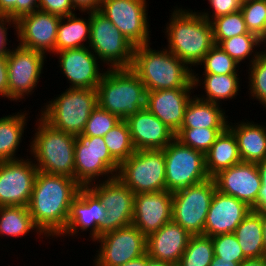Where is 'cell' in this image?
<instances>
[{
	"instance_id": "cell-1",
	"label": "cell",
	"mask_w": 266,
	"mask_h": 266,
	"mask_svg": "<svg viewBox=\"0 0 266 266\" xmlns=\"http://www.w3.org/2000/svg\"><path fill=\"white\" fill-rule=\"evenodd\" d=\"M81 187L75 179L38 171L28 209L44 237L57 238L65 230L72 200Z\"/></svg>"
},
{
	"instance_id": "cell-2",
	"label": "cell",
	"mask_w": 266,
	"mask_h": 266,
	"mask_svg": "<svg viewBox=\"0 0 266 266\" xmlns=\"http://www.w3.org/2000/svg\"><path fill=\"white\" fill-rule=\"evenodd\" d=\"M175 7L164 29L168 40L166 49L192 69L215 45L213 28L198 11Z\"/></svg>"
},
{
	"instance_id": "cell-3",
	"label": "cell",
	"mask_w": 266,
	"mask_h": 266,
	"mask_svg": "<svg viewBox=\"0 0 266 266\" xmlns=\"http://www.w3.org/2000/svg\"><path fill=\"white\" fill-rule=\"evenodd\" d=\"M150 44L134 49L131 69L147 92L168 89H194L193 70L169 50L151 49Z\"/></svg>"
},
{
	"instance_id": "cell-4",
	"label": "cell",
	"mask_w": 266,
	"mask_h": 266,
	"mask_svg": "<svg viewBox=\"0 0 266 266\" xmlns=\"http://www.w3.org/2000/svg\"><path fill=\"white\" fill-rule=\"evenodd\" d=\"M96 90L98 106L121 120L145 109L146 88L131 68L105 70Z\"/></svg>"
},
{
	"instance_id": "cell-5",
	"label": "cell",
	"mask_w": 266,
	"mask_h": 266,
	"mask_svg": "<svg viewBox=\"0 0 266 266\" xmlns=\"http://www.w3.org/2000/svg\"><path fill=\"white\" fill-rule=\"evenodd\" d=\"M36 124L29 149L38 171L75 179V135L54 129L41 118Z\"/></svg>"
},
{
	"instance_id": "cell-6",
	"label": "cell",
	"mask_w": 266,
	"mask_h": 266,
	"mask_svg": "<svg viewBox=\"0 0 266 266\" xmlns=\"http://www.w3.org/2000/svg\"><path fill=\"white\" fill-rule=\"evenodd\" d=\"M54 98L41 108L40 118L59 131L82 134L90 114L98 106L97 90L67 88Z\"/></svg>"
},
{
	"instance_id": "cell-7",
	"label": "cell",
	"mask_w": 266,
	"mask_h": 266,
	"mask_svg": "<svg viewBox=\"0 0 266 266\" xmlns=\"http://www.w3.org/2000/svg\"><path fill=\"white\" fill-rule=\"evenodd\" d=\"M134 194L166 190V165L162 150H136L120 164L116 175Z\"/></svg>"
},
{
	"instance_id": "cell-8",
	"label": "cell",
	"mask_w": 266,
	"mask_h": 266,
	"mask_svg": "<svg viewBox=\"0 0 266 266\" xmlns=\"http://www.w3.org/2000/svg\"><path fill=\"white\" fill-rule=\"evenodd\" d=\"M216 190L215 180L209 178L172 192V221L191 236L204 235L206 217Z\"/></svg>"
},
{
	"instance_id": "cell-9",
	"label": "cell",
	"mask_w": 266,
	"mask_h": 266,
	"mask_svg": "<svg viewBox=\"0 0 266 266\" xmlns=\"http://www.w3.org/2000/svg\"><path fill=\"white\" fill-rule=\"evenodd\" d=\"M88 47L108 69L132 66L135 46L99 11H91Z\"/></svg>"
},
{
	"instance_id": "cell-10",
	"label": "cell",
	"mask_w": 266,
	"mask_h": 266,
	"mask_svg": "<svg viewBox=\"0 0 266 266\" xmlns=\"http://www.w3.org/2000/svg\"><path fill=\"white\" fill-rule=\"evenodd\" d=\"M75 180L87 187L99 177L115 178L120 164L111 156L103 137L75 136ZM97 178V179H96Z\"/></svg>"
},
{
	"instance_id": "cell-11",
	"label": "cell",
	"mask_w": 266,
	"mask_h": 266,
	"mask_svg": "<svg viewBox=\"0 0 266 266\" xmlns=\"http://www.w3.org/2000/svg\"><path fill=\"white\" fill-rule=\"evenodd\" d=\"M163 151L167 191L174 192L210 178L202 152L183 145L176 138Z\"/></svg>"
},
{
	"instance_id": "cell-12",
	"label": "cell",
	"mask_w": 266,
	"mask_h": 266,
	"mask_svg": "<svg viewBox=\"0 0 266 266\" xmlns=\"http://www.w3.org/2000/svg\"><path fill=\"white\" fill-rule=\"evenodd\" d=\"M87 187L107 210L105 219L98 226V237L132 225L135 194L119 178L100 180Z\"/></svg>"
},
{
	"instance_id": "cell-13",
	"label": "cell",
	"mask_w": 266,
	"mask_h": 266,
	"mask_svg": "<svg viewBox=\"0 0 266 266\" xmlns=\"http://www.w3.org/2000/svg\"><path fill=\"white\" fill-rule=\"evenodd\" d=\"M147 6L146 0H102L98 11L137 47L150 43Z\"/></svg>"
},
{
	"instance_id": "cell-14",
	"label": "cell",
	"mask_w": 266,
	"mask_h": 266,
	"mask_svg": "<svg viewBox=\"0 0 266 266\" xmlns=\"http://www.w3.org/2000/svg\"><path fill=\"white\" fill-rule=\"evenodd\" d=\"M94 242L100 246L93 266H118L146 254L147 237L134 225L107 232Z\"/></svg>"
},
{
	"instance_id": "cell-15",
	"label": "cell",
	"mask_w": 266,
	"mask_h": 266,
	"mask_svg": "<svg viewBox=\"0 0 266 266\" xmlns=\"http://www.w3.org/2000/svg\"><path fill=\"white\" fill-rule=\"evenodd\" d=\"M14 49V50H13ZM46 55L17 45L7 56L8 66V99L24 100L31 95L43 73Z\"/></svg>"
},
{
	"instance_id": "cell-16",
	"label": "cell",
	"mask_w": 266,
	"mask_h": 266,
	"mask_svg": "<svg viewBox=\"0 0 266 266\" xmlns=\"http://www.w3.org/2000/svg\"><path fill=\"white\" fill-rule=\"evenodd\" d=\"M38 169L33 159L0 162V207H28Z\"/></svg>"
},
{
	"instance_id": "cell-17",
	"label": "cell",
	"mask_w": 266,
	"mask_h": 266,
	"mask_svg": "<svg viewBox=\"0 0 266 266\" xmlns=\"http://www.w3.org/2000/svg\"><path fill=\"white\" fill-rule=\"evenodd\" d=\"M61 17L45 11L35 10L15 21L17 41L22 47L39 51L56 53L57 28Z\"/></svg>"
},
{
	"instance_id": "cell-18",
	"label": "cell",
	"mask_w": 266,
	"mask_h": 266,
	"mask_svg": "<svg viewBox=\"0 0 266 266\" xmlns=\"http://www.w3.org/2000/svg\"><path fill=\"white\" fill-rule=\"evenodd\" d=\"M213 179L220 193L233 196L250 208L256 204L262 185L256 163L241 162L220 171Z\"/></svg>"
},
{
	"instance_id": "cell-19",
	"label": "cell",
	"mask_w": 266,
	"mask_h": 266,
	"mask_svg": "<svg viewBox=\"0 0 266 266\" xmlns=\"http://www.w3.org/2000/svg\"><path fill=\"white\" fill-rule=\"evenodd\" d=\"M56 54L59 55L60 70L71 84L69 88L97 89L105 70L100 69L99 58L88 46L65 49Z\"/></svg>"
},
{
	"instance_id": "cell-20",
	"label": "cell",
	"mask_w": 266,
	"mask_h": 266,
	"mask_svg": "<svg viewBox=\"0 0 266 266\" xmlns=\"http://www.w3.org/2000/svg\"><path fill=\"white\" fill-rule=\"evenodd\" d=\"M172 221V192L138 193L134 198L132 225L146 237Z\"/></svg>"
},
{
	"instance_id": "cell-21",
	"label": "cell",
	"mask_w": 266,
	"mask_h": 266,
	"mask_svg": "<svg viewBox=\"0 0 266 266\" xmlns=\"http://www.w3.org/2000/svg\"><path fill=\"white\" fill-rule=\"evenodd\" d=\"M106 211L99 198L88 187H81L72 200L65 230L58 237L77 236L80 230H91L89 236L95 241L98 238V226L105 219Z\"/></svg>"
},
{
	"instance_id": "cell-22",
	"label": "cell",
	"mask_w": 266,
	"mask_h": 266,
	"mask_svg": "<svg viewBox=\"0 0 266 266\" xmlns=\"http://www.w3.org/2000/svg\"><path fill=\"white\" fill-rule=\"evenodd\" d=\"M250 211L245 202L216 190L206 217L204 236L234 233Z\"/></svg>"
},
{
	"instance_id": "cell-23",
	"label": "cell",
	"mask_w": 266,
	"mask_h": 266,
	"mask_svg": "<svg viewBox=\"0 0 266 266\" xmlns=\"http://www.w3.org/2000/svg\"><path fill=\"white\" fill-rule=\"evenodd\" d=\"M125 121L135 150H162L175 139V133L146 108Z\"/></svg>"
},
{
	"instance_id": "cell-24",
	"label": "cell",
	"mask_w": 266,
	"mask_h": 266,
	"mask_svg": "<svg viewBox=\"0 0 266 266\" xmlns=\"http://www.w3.org/2000/svg\"><path fill=\"white\" fill-rule=\"evenodd\" d=\"M193 89H168L147 92L145 108L175 134L184 121L185 110Z\"/></svg>"
},
{
	"instance_id": "cell-25",
	"label": "cell",
	"mask_w": 266,
	"mask_h": 266,
	"mask_svg": "<svg viewBox=\"0 0 266 266\" xmlns=\"http://www.w3.org/2000/svg\"><path fill=\"white\" fill-rule=\"evenodd\" d=\"M191 235L174 221L147 236L146 253L150 258L177 265Z\"/></svg>"
},
{
	"instance_id": "cell-26",
	"label": "cell",
	"mask_w": 266,
	"mask_h": 266,
	"mask_svg": "<svg viewBox=\"0 0 266 266\" xmlns=\"http://www.w3.org/2000/svg\"><path fill=\"white\" fill-rule=\"evenodd\" d=\"M230 123L228 128L236 137L242 162L263 161L266 158V125L254 121Z\"/></svg>"
},
{
	"instance_id": "cell-27",
	"label": "cell",
	"mask_w": 266,
	"mask_h": 266,
	"mask_svg": "<svg viewBox=\"0 0 266 266\" xmlns=\"http://www.w3.org/2000/svg\"><path fill=\"white\" fill-rule=\"evenodd\" d=\"M218 103H212L194 95L188 102L180 129L210 128L226 129L228 116Z\"/></svg>"
},
{
	"instance_id": "cell-28",
	"label": "cell",
	"mask_w": 266,
	"mask_h": 266,
	"mask_svg": "<svg viewBox=\"0 0 266 266\" xmlns=\"http://www.w3.org/2000/svg\"><path fill=\"white\" fill-rule=\"evenodd\" d=\"M205 161L210 178L220 171L242 162L236 137L228 127L221 132L205 154Z\"/></svg>"
},
{
	"instance_id": "cell-29",
	"label": "cell",
	"mask_w": 266,
	"mask_h": 266,
	"mask_svg": "<svg viewBox=\"0 0 266 266\" xmlns=\"http://www.w3.org/2000/svg\"><path fill=\"white\" fill-rule=\"evenodd\" d=\"M87 14L89 15L87 19L77 17L76 13L60 19L57 28L56 52L87 47L91 33V11Z\"/></svg>"
},
{
	"instance_id": "cell-30",
	"label": "cell",
	"mask_w": 266,
	"mask_h": 266,
	"mask_svg": "<svg viewBox=\"0 0 266 266\" xmlns=\"http://www.w3.org/2000/svg\"><path fill=\"white\" fill-rule=\"evenodd\" d=\"M238 76L239 74H202L201 79L198 76V73L193 71V85L196 89L198 86H201V83L204 85L202 87H204L206 95L203 94L201 97L198 95V98L208 102L221 104V100H231L238 95L240 88V77Z\"/></svg>"
},
{
	"instance_id": "cell-31",
	"label": "cell",
	"mask_w": 266,
	"mask_h": 266,
	"mask_svg": "<svg viewBox=\"0 0 266 266\" xmlns=\"http://www.w3.org/2000/svg\"><path fill=\"white\" fill-rule=\"evenodd\" d=\"M234 234L246 259L266 256L260 214L251 210L236 228Z\"/></svg>"
},
{
	"instance_id": "cell-32",
	"label": "cell",
	"mask_w": 266,
	"mask_h": 266,
	"mask_svg": "<svg viewBox=\"0 0 266 266\" xmlns=\"http://www.w3.org/2000/svg\"><path fill=\"white\" fill-rule=\"evenodd\" d=\"M24 112L13 113L12 115L0 118V162L17 160L21 157L16 156L25 126L27 125V115Z\"/></svg>"
},
{
	"instance_id": "cell-33",
	"label": "cell",
	"mask_w": 266,
	"mask_h": 266,
	"mask_svg": "<svg viewBox=\"0 0 266 266\" xmlns=\"http://www.w3.org/2000/svg\"><path fill=\"white\" fill-rule=\"evenodd\" d=\"M37 232L38 236L43 234L34 225L28 207L2 206L0 207V236L16 237Z\"/></svg>"
},
{
	"instance_id": "cell-34",
	"label": "cell",
	"mask_w": 266,
	"mask_h": 266,
	"mask_svg": "<svg viewBox=\"0 0 266 266\" xmlns=\"http://www.w3.org/2000/svg\"><path fill=\"white\" fill-rule=\"evenodd\" d=\"M218 46L223 49L238 64L248 59L251 65L260 55L256 48L260 47V39L252 34H241L222 40ZM252 55V56H251ZM252 57L251 59L249 57Z\"/></svg>"
},
{
	"instance_id": "cell-35",
	"label": "cell",
	"mask_w": 266,
	"mask_h": 266,
	"mask_svg": "<svg viewBox=\"0 0 266 266\" xmlns=\"http://www.w3.org/2000/svg\"><path fill=\"white\" fill-rule=\"evenodd\" d=\"M214 259L211 237L191 236L177 266H209Z\"/></svg>"
},
{
	"instance_id": "cell-36",
	"label": "cell",
	"mask_w": 266,
	"mask_h": 266,
	"mask_svg": "<svg viewBox=\"0 0 266 266\" xmlns=\"http://www.w3.org/2000/svg\"><path fill=\"white\" fill-rule=\"evenodd\" d=\"M103 138L111 156L119 164L127 160L136 151L125 120H121Z\"/></svg>"
},
{
	"instance_id": "cell-37",
	"label": "cell",
	"mask_w": 266,
	"mask_h": 266,
	"mask_svg": "<svg viewBox=\"0 0 266 266\" xmlns=\"http://www.w3.org/2000/svg\"><path fill=\"white\" fill-rule=\"evenodd\" d=\"M211 25L213 28V39L216 45L222 40L249 32L241 11L217 17L211 21Z\"/></svg>"
},
{
	"instance_id": "cell-38",
	"label": "cell",
	"mask_w": 266,
	"mask_h": 266,
	"mask_svg": "<svg viewBox=\"0 0 266 266\" xmlns=\"http://www.w3.org/2000/svg\"><path fill=\"white\" fill-rule=\"evenodd\" d=\"M224 130L210 128L179 129L175 134V138L183 145L200 151L205 155Z\"/></svg>"
},
{
	"instance_id": "cell-39",
	"label": "cell",
	"mask_w": 266,
	"mask_h": 266,
	"mask_svg": "<svg viewBox=\"0 0 266 266\" xmlns=\"http://www.w3.org/2000/svg\"><path fill=\"white\" fill-rule=\"evenodd\" d=\"M202 64L205 69L203 74H239V64L216 44L203 57L199 65Z\"/></svg>"
},
{
	"instance_id": "cell-40",
	"label": "cell",
	"mask_w": 266,
	"mask_h": 266,
	"mask_svg": "<svg viewBox=\"0 0 266 266\" xmlns=\"http://www.w3.org/2000/svg\"><path fill=\"white\" fill-rule=\"evenodd\" d=\"M240 11L249 33L260 39L266 32V0H252L243 3Z\"/></svg>"
},
{
	"instance_id": "cell-41",
	"label": "cell",
	"mask_w": 266,
	"mask_h": 266,
	"mask_svg": "<svg viewBox=\"0 0 266 266\" xmlns=\"http://www.w3.org/2000/svg\"><path fill=\"white\" fill-rule=\"evenodd\" d=\"M120 121L121 119L116 115L97 106L90 114L82 134L90 137H104Z\"/></svg>"
},
{
	"instance_id": "cell-42",
	"label": "cell",
	"mask_w": 266,
	"mask_h": 266,
	"mask_svg": "<svg viewBox=\"0 0 266 266\" xmlns=\"http://www.w3.org/2000/svg\"><path fill=\"white\" fill-rule=\"evenodd\" d=\"M249 66V89L252 99L259 101L266 109V58L259 57Z\"/></svg>"
},
{
	"instance_id": "cell-43",
	"label": "cell",
	"mask_w": 266,
	"mask_h": 266,
	"mask_svg": "<svg viewBox=\"0 0 266 266\" xmlns=\"http://www.w3.org/2000/svg\"><path fill=\"white\" fill-rule=\"evenodd\" d=\"M211 239L214 246V256L238 263L246 260L234 233L216 235Z\"/></svg>"
},
{
	"instance_id": "cell-44",
	"label": "cell",
	"mask_w": 266,
	"mask_h": 266,
	"mask_svg": "<svg viewBox=\"0 0 266 266\" xmlns=\"http://www.w3.org/2000/svg\"><path fill=\"white\" fill-rule=\"evenodd\" d=\"M208 2L210 6H212L210 9L213 8L212 11L205 12L204 10L203 12L199 11L198 13L209 22L217 17L238 12L241 9V3L239 0H208Z\"/></svg>"
},
{
	"instance_id": "cell-45",
	"label": "cell",
	"mask_w": 266,
	"mask_h": 266,
	"mask_svg": "<svg viewBox=\"0 0 266 266\" xmlns=\"http://www.w3.org/2000/svg\"><path fill=\"white\" fill-rule=\"evenodd\" d=\"M38 9L61 18L75 14L76 11L71 0H39Z\"/></svg>"
},
{
	"instance_id": "cell-46",
	"label": "cell",
	"mask_w": 266,
	"mask_h": 266,
	"mask_svg": "<svg viewBox=\"0 0 266 266\" xmlns=\"http://www.w3.org/2000/svg\"><path fill=\"white\" fill-rule=\"evenodd\" d=\"M256 164L261 176L262 185L258 194V200L251 210L261 211L266 209V158Z\"/></svg>"
},
{
	"instance_id": "cell-47",
	"label": "cell",
	"mask_w": 266,
	"mask_h": 266,
	"mask_svg": "<svg viewBox=\"0 0 266 266\" xmlns=\"http://www.w3.org/2000/svg\"><path fill=\"white\" fill-rule=\"evenodd\" d=\"M13 24V26H11ZM8 25V26H7ZM15 27V21L10 19L6 15H0V56H8L10 50L7 45L8 44V27ZM8 48V49H7Z\"/></svg>"
},
{
	"instance_id": "cell-48",
	"label": "cell",
	"mask_w": 266,
	"mask_h": 266,
	"mask_svg": "<svg viewBox=\"0 0 266 266\" xmlns=\"http://www.w3.org/2000/svg\"><path fill=\"white\" fill-rule=\"evenodd\" d=\"M0 15L16 21L19 18V0H0Z\"/></svg>"
},
{
	"instance_id": "cell-49",
	"label": "cell",
	"mask_w": 266,
	"mask_h": 266,
	"mask_svg": "<svg viewBox=\"0 0 266 266\" xmlns=\"http://www.w3.org/2000/svg\"><path fill=\"white\" fill-rule=\"evenodd\" d=\"M0 96L8 98L7 56H0Z\"/></svg>"
},
{
	"instance_id": "cell-50",
	"label": "cell",
	"mask_w": 266,
	"mask_h": 266,
	"mask_svg": "<svg viewBox=\"0 0 266 266\" xmlns=\"http://www.w3.org/2000/svg\"><path fill=\"white\" fill-rule=\"evenodd\" d=\"M80 12L98 11L102 0H71Z\"/></svg>"
},
{
	"instance_id": "cell-51",
	"label": "cell",
	"mask_w": 266,
	"mask_h": 266,
	"mask_svg": "<svg viewBox=\"0 0 266 266\" xmlns=\"http://www.w3.org/2000/svg\"><path fill=\"white\" fill-rule=\"evenodd\" d=\"M39 0H19V17L38 10Z\"/></svg>"
},
{
	"instance_id": "cell-52",
	"label": "cell",
	"mask_w": 266,
	"mask_h": 266,
	"mask_svg": "<svg viewBox=\"0 0 266 266\" xmlns=\"http://www.w3.org/2000/svg\"><path fill=\"white\" fill-rule=\"evenodd\" d=\"M209 266H240V263L214 256V259Z\"/></svg>"
},
{
	"instance_id": "cell-53",
	"label": "cell",
	"mask_w": 266,
	"mask_h": 266,
	"mask_svg": "<svg viewBox=\"0 0 266 266\" xmlns=\"http://www.w3.org/2000/svg\"><path fill=\"white\" fill-rule=\"evenodd\" d=\"M240 266H266V256L262 258L246 259L240 263Z\"/></svg>"
},
{
	"instance_id": "cell-54",
	"label": "cell",
	"mask_w": 266,
	"mask_h": 266,
	"mask_svg": "<svg viewBox=\"0 0 266 266\" xmlns=\"http://www.w3.org/2000/svg\"><path fill=\"white\" fill-rule=\"evenodd\" d=\"M118 266H147V253Z\"/></svg>"
},
{
	"instance_id": "cell-55",
	"label": "cell",
	"mask_w": 266,
	"mask_h": 266,
	"mask_svg": "<svg viewBox=\"0 0 266 266\" xmlns=\"http://www.w3.org/2000/svg\"><path fill=\"white\" fill-rule=\"evenodd\" d=\"M260 214L262 221V229H263V241H264V249L266 253V209L257 211Z\"/></svg>"
},
{
	"instance_id": "cell-56",
	"label": "cell",
	"mask_w": 266,
	"mask_h": 266,
	"mask_svg": "<svg viewBox=\"0 0 266 266\" xmlns=\"http://www.w3.org/2000/svg\"><path fill=\"white\" fill-rule=\"evenodd\" d=\"M147 266H177V265H173V264H169L163 261L152 259L147 254Z\"/></svg>"
},
{
	"instance_id": "cell-57",
	"label": "cell",
	"mask_w": 266,
	"mask_h": 266,
	"mask_svg": "<svg viewBox=\"0 0 266 266\" xmlns=\"http://www.w3.org/2000/svg\"><path fill=\"white\" fill-rule=\"evenodd\" d=\"M261 44L263 45V49H265L264 51H259L260 52V56L266 58V48L265 45H266V32L264 33V35L260 38V46Z\"/></svg>"
},
{
	"instance_id": "cell-58",
	"label": "cell",
	"mask_w": 266,
	"mask_h": 266,
	"mask_svg": "<svg viewBox=\"0 0 266 266\" xmlns=\"http://www.w3.org/2000/svg\"><path fill=\"white\" fill-rule=\"evenodd\" d=\"M249 1H252V0H239V2H240L241 4L246 3V2H249Z\"/></svg>"
}]
</instances>
